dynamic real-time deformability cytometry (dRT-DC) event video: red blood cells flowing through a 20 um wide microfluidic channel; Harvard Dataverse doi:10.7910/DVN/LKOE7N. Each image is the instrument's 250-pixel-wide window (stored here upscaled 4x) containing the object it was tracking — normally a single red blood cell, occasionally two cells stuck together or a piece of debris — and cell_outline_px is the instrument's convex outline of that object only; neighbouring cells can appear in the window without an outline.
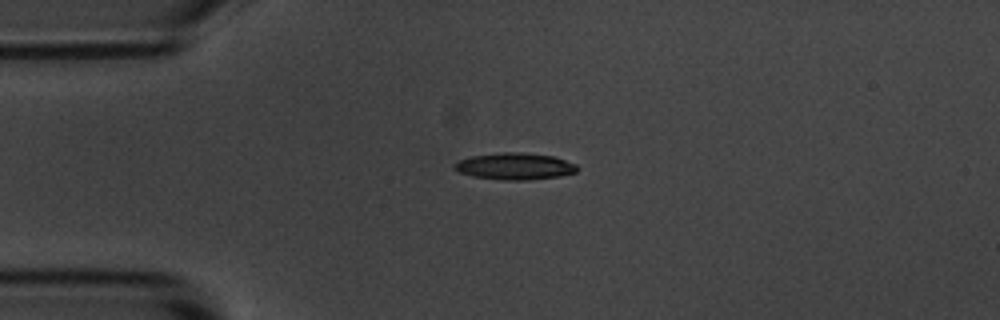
{"species": "common noctule bat (a hibernating species)", "species_latin": "Nyctalus noctula", "temperature_condition": "room temperature", "stored_images_in_passage": 2, "camera_frame_rate_fps": 3000, "um_per_image_px": 0.085, "animal": {"sex": "male", "body_mass_g": 20.1, "forearm_length_mm": 53.5}, "frame": {"image": 1, "passage_image": 1, "time_ms": 0.0, "image_size_px": [1000, 320], "cell_outline_px": [[580, 168], [576, 172], [560, 176], [528, 180], [504, 180], [472, 176], [460, 172], [452, 168], [452, 164], [460, 160], [472, 156], [504, 152], [520, 152], [552, 156], [576, 164]], "centroid_in_image_um": [43.76, 14.14], "position_along_channel_um": 41.2, "area_um2": 19.07}}